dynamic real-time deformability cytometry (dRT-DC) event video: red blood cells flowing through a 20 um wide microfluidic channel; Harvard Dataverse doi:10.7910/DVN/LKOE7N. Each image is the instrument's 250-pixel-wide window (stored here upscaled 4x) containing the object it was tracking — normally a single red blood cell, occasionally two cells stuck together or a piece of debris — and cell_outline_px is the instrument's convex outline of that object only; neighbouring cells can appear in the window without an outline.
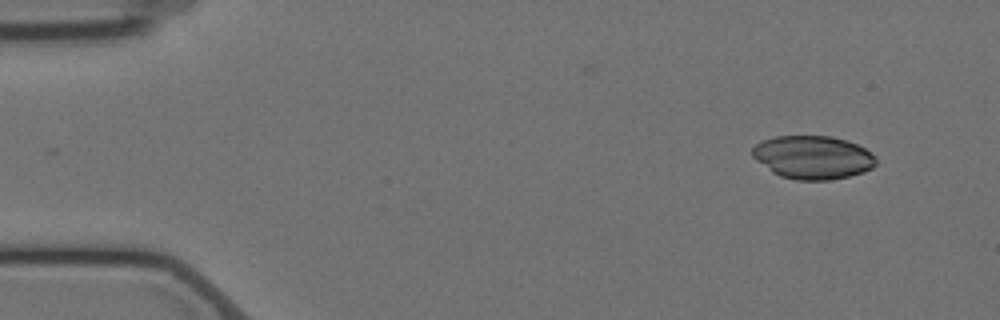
{"species": "Egyptian fruit bat (a non-hibernating species)", "species_latin": "Rousettus aegyptiacus", "temperature_condition": "cold", "stored_images_in_passage": 5, "camera_frame_rate_fps": 3000, "um_per_image_px": 0.085, "animal": {"sex": "female"}, "frame": {"image": 1, "passage_image": 1, "time_ms": 0.0, "image_size_px": [1000, 320], "cell_outline_px": [[876, 164], [872, 168], [864, 172], [848, 176], [828, 180], [796, 180], [780, 176], [772, 172], [756, 160], [752, 156], [752, 148], [756, 144], [764, 140], [776, 136], [828, 136], [844, 140], [856, 144], [864, 148], [876, 156]], "centroid_in_image_um": [69.09, 13.38], "position_along_channel_um": 15.9, "area_um2": 31.1}}